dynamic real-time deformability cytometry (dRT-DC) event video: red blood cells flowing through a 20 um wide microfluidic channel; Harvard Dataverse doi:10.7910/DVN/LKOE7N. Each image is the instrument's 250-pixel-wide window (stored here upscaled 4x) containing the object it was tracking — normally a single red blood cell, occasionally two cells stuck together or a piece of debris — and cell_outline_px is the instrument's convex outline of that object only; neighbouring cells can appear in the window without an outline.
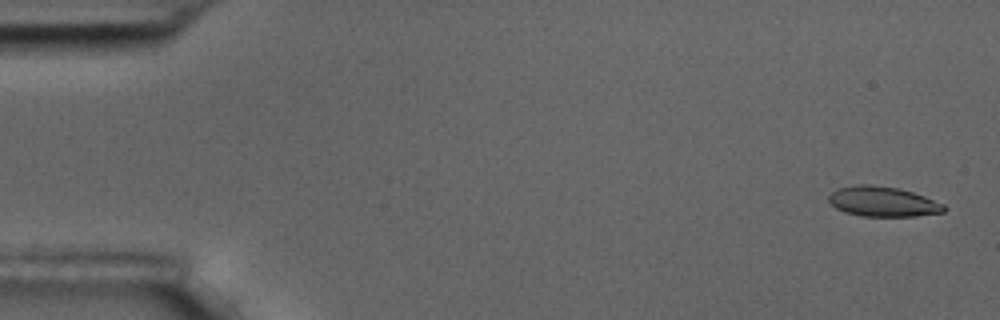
{"species": "common noctule bat (a hibernating species)", "species_latin": "Nyctalus noctula", "temperature_condition": "room temperature", "stored_images_in_passage": 57, "camera_frame_rate_fps": 3000, "um_per_image_px": 0.085, "animal": {"sex": "male", "body_mass_g": 17.5, "forearm_length_mm": 52.3}, "frame": {"image": 1, "passage_image": 2, "time_ms": 0.333, "image_size_px": [1000, 320], "cell_outline_px": [[948, 208], [944, 212], [916, 216], [860, 216], [844, 212], [836, 208], [828, 200], [828, 196], [836, 188], [860, 184], [872, 184], [900, 188], [924, 196], [944, 204]], "centroid_in_image_um": [75.04, 17.13], "position_along_channel_um": 10.0, "area_um2": 20.35}}
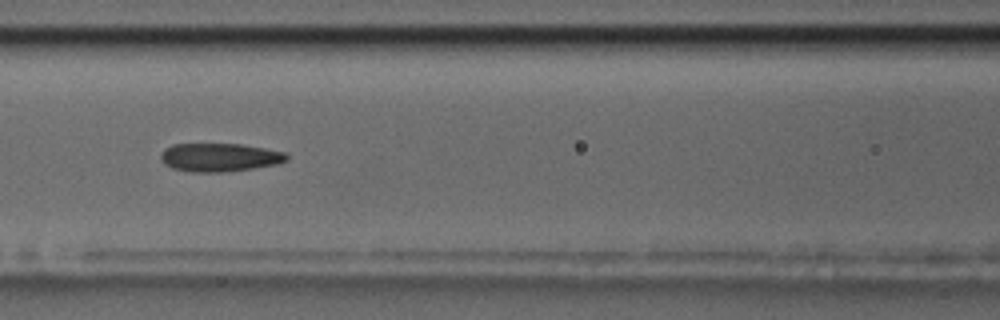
{"frame": {"image": 2, "passage_image": 25, "time_ms": 8.0, "image_size_px": [1000, 320], "cell_outline_px": [[288, 160], [276, 164], [252, 168], [220, 172], [192, 172], [172, 168], [164, 164], [160, 160], [160, 152], [164, 148], [172, 144], [240, 144], [264, 148], [284, 152], [288, 156]], "centroid_in_image_um": [18.6, 13.37], "position_along_channel_um": 148.0, "area_um2": 20.81}}
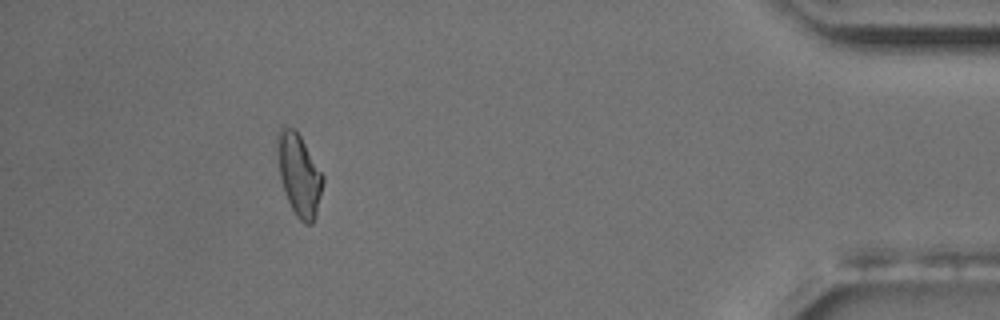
{"frame": {"image": 3, "passage_image": 52, "time_ms": 17.0, "image_size_px": [1000, 320], "cell_outline_px": [[324, 180], [316, 216], [312, 224], [304, 224], [296, 216], [284, 192], [280, 176], [276, 148], [276, 132], [284, 124], [292, 128], [300, 136], [324, 176]], "centroid_in_image_um": [25.4, 14.83], "position_along_channel_um": 409.8, "area_um2": 21.79}, "authors_computed_cell_mechanics": {"area_um2": 20.808, "velocity_mm_per_s": 3.5295, "shape_relaxation_time_tau1_ms": null, "shape_relaxation_time_tau2_ms": 4.2132, "deformation_change_tau1": null, "deformation_change_tau2": 0.1174}}